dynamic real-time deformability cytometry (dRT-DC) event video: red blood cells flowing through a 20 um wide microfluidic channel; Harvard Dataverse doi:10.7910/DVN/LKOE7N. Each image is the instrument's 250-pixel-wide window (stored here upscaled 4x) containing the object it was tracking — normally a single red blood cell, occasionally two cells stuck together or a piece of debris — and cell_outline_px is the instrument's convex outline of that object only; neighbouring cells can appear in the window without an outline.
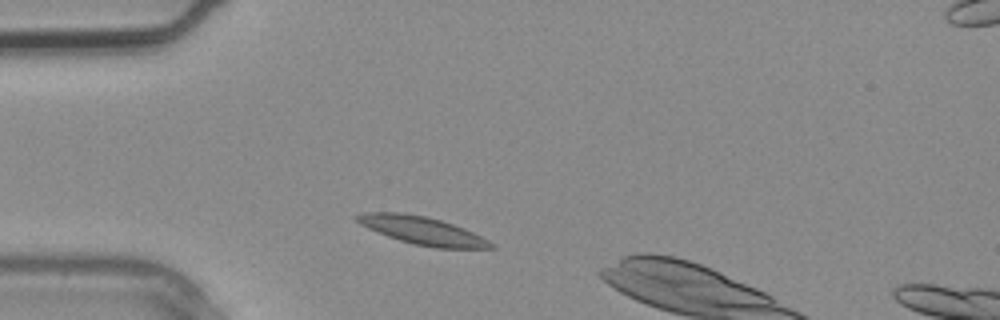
{"species": "common noctule bat (a hibernating species)", "species_latin": "Nyctalus noctula", "temperature_condition": "warm", "stored_images_in_passage": 2, "camera_frame_rate_fps": 3000, "um_per_image_px": 0.085, "animal": {"sex": "male", "body_mass_g": 20.4}, "frame": {"image": 1, "passage_image": 1, "time_ms": 0.0, "image_size_px": [1000, 320], "cell_outline_px": [[496, 248], [436, 248], [412, 244], [388, 236], [368, 228], [360, 224], [352, 216], [364, 212], [400, 212], [424, 216], [440, 220], [464, 228], [496, 244]], "centroid_in_image_um": [35.88, 19.6], "position_along_channel_um": 49.1, "area_um2": 21.68}}